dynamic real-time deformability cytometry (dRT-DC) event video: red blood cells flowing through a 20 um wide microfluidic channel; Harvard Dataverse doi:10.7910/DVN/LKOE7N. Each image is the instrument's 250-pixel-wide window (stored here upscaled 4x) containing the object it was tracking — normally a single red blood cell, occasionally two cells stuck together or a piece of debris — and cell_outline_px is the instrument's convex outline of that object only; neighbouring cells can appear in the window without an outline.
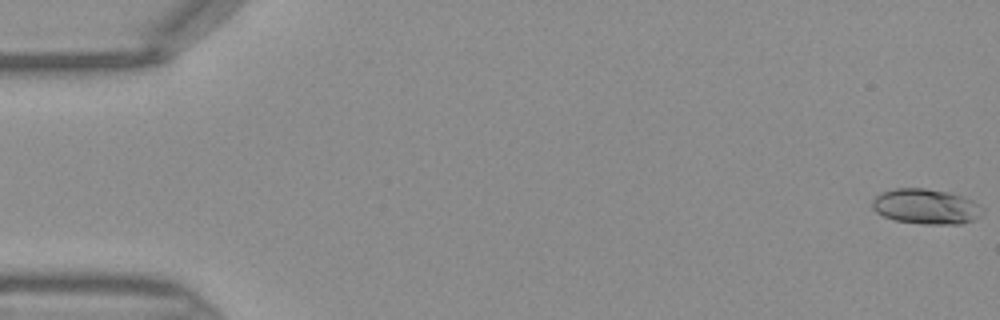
{"species": "Egyptian fruit bat (a non-hibernating species)", "species_latin": "Rousettus aegyptiacus", "temperature_condition": "warm", "stored_images_in_passage": 46, "camera_frame_rate_fps": 3000, "um_per_image_px": 0.085, "frame": {"image": 1, "passage_image": 1, "time_ms": 0.0, "image_size_px": [1000, 320], "cell_outline_px": [[984, 212], [980, 216], [972, 220], [960, 224], [924, 224], [896, 220], [884, 216], [876, 212], [872, 208], [872, 200], [876, 196], [884, 192], [896, 188], [924, 188], [948, 192], [972, 200], [984, 208]], "centroid_in_image_um": [78.72, 17.56], "position_along_channel_um": 6.3, "area_um2": 22.48}}
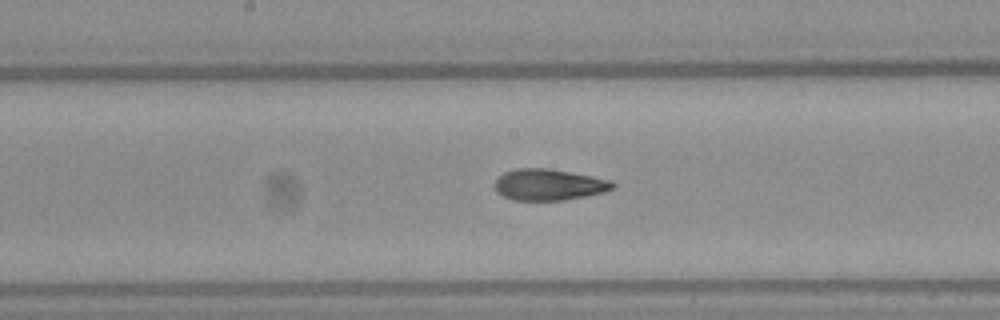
{"frame": {"image": 2, "passage_image": 24, "time_ms": 7.667, "image_size_px": [1000, 320], "cell_outline_px": [[616, 184], [612, 188], [604, 192], [564, 200], [512, 200], [496, 192], [492, 184], [504, 172], [516, 168], [548, 168], [592, 176], [612, 180]], "centroid_in_image_um": [46.62, 15.69], "position_along_channel_um": 201.6, "area_um2": 21.56}}
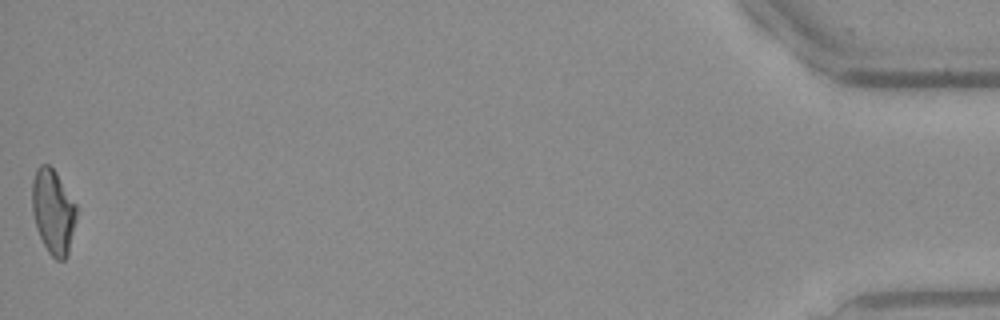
{"frame": {"image": 3, "passage_image": 46, "time_ms": 15.0, "image_size_px": [1000, 320], "cell_outline_px": [[76, 220], [68, 252], [64, 260], [56, 260], [48, 252], [36, 228], [32, 212], [32, 180], [36, 168], [40, 164], [48, 164], [56, 172], [76, 204]], "centroid_in_image_um": [4.5, 17.96], "position_along_channel_um": 430.7, "area_um2": 21.85}}